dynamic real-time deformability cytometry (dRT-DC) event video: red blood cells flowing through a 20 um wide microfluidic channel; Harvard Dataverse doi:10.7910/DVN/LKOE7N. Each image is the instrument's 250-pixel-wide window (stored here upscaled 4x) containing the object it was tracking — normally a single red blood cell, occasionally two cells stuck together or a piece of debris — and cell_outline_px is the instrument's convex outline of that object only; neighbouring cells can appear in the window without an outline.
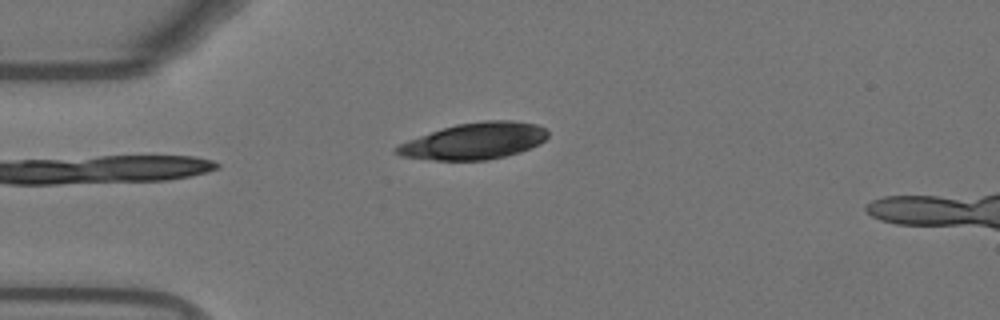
{"species": "Egyptian fruit bat (a non-hibernating species)", "species_latin": "Rousettus aegyptiacus", "temperature_condition": "warm", "stored_images_in_passage": 42, "camera_frame_rate_fps": 3000, "um_per_image_px": 0.085, "animal": {"sex": "female"}, "frame": {"image": 1, "passage_image": 1, "time_ms": 0.0, "image_size_px": [1000, 320], "cell_outline_px": [[548, 136], [540, 144], [520, 152], [488, 160], [432, 160], [400, 156], [392, 152], [392, 148], [408, 140], [456, 124], [484, 120], [512, 120], [536, 124], [544, 128], [548, 132]], "centroid_in_image_um": [40.31, 11.99], "position_along_channel_um": 44.7, "area_um2": 32.14}}
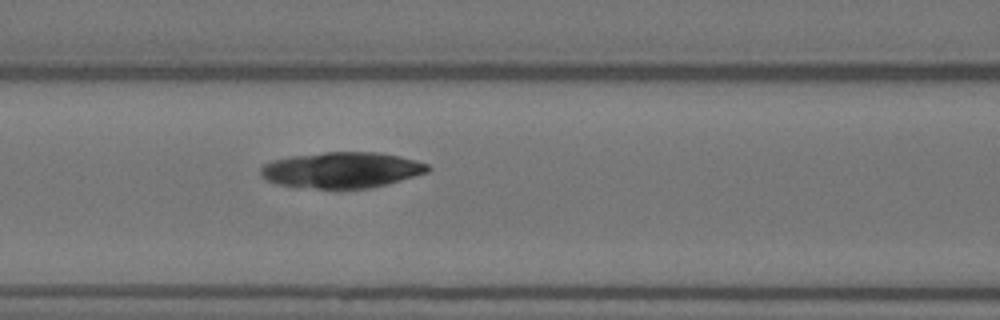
{"frame": {"image": 2, "passage_image": 10, "time_ms": 3.0, "image_size_px": [1000, 320], "cell_outline_px": [[432, 168], [428, 172], [384, 184], [368, 188], [316, 188], [276, 184], [260, 176], [260, 168], [264, 164], [272, 160], [288, 156], [324, 152], [376, 152], [400, 156], [416, 160], [428, 164]], "centroid_in_image_um": [29.02, 14.43], "position_along_channel_um": 137.6, "area_um2": 34.8}}
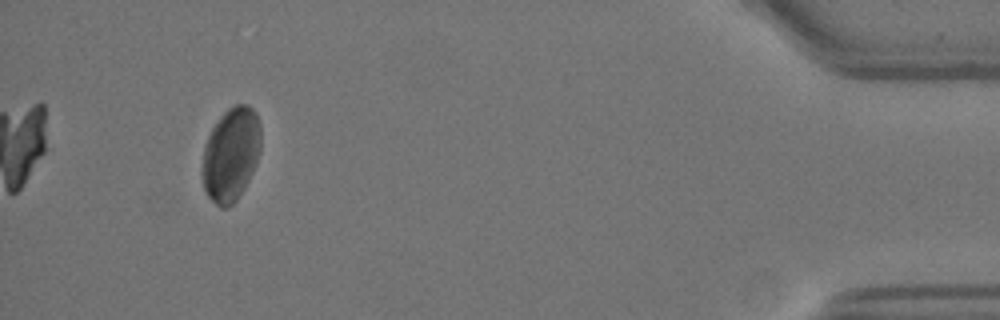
{"frame": {"image": 3, "passage_image": 38, "time_ms": 12.333, "image_size_px": [1000, 320], "cell_outline_px": [[260, 152], [252, 172], [244, 188], [236, 200], [228, 208], [220, 208], [208, 196], [204, 188], [200, 176], [200, 168], [204, 144], [212, 128], [220, 116], [232, 104], [248, 104], [256, 112], [260, 124]], "centroid_in_image_um": [19.6, 13.11], "position_along_channel_um": 415.6, "area_um2": 32.48}}